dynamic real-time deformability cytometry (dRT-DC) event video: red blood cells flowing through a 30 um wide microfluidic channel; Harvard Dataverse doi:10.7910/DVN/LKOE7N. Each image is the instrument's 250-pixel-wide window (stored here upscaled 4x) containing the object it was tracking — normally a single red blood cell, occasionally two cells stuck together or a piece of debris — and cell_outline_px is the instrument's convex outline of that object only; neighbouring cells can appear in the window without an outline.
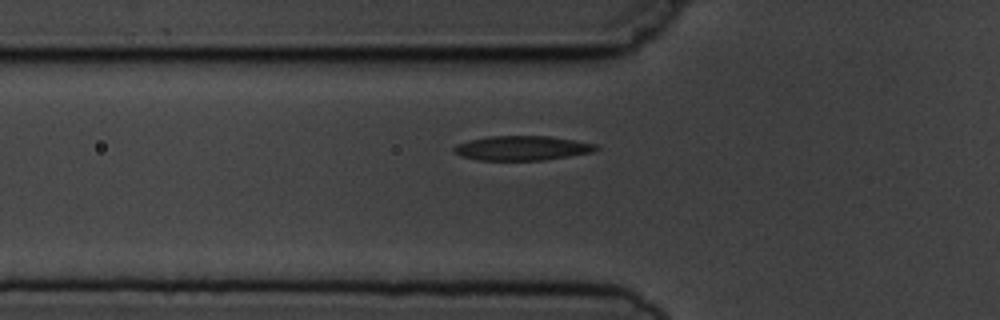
{"species": "common noctule bat (a hibernating species)", "species_latin": "Nyctalus noctula", "temperature_condition": "cold", "stored_images_in_passage": 3, "camera_frame_rate_fps": 3000, "um_per_image_px": 0.085, "animal": {"sex": "male", "body_mass_g": 19.5, "forearm_length_mm": 54.6}, "frame": {"image": 1, "passage_image": 2, "time_ms": 2.0, "image_size_px": [1000, 320], "cell_outline_px": [[600, 148], [592, 152], [544, 160], [476, 160], [460, 156], [452, 148], [456, 144], [468, 140], [488, 136], [548, 136], [596, 144]], "centroid_in_image_um": [44.33, 12.59], "position_along_channel_um": 81.5, "area_um2": 20.23}}
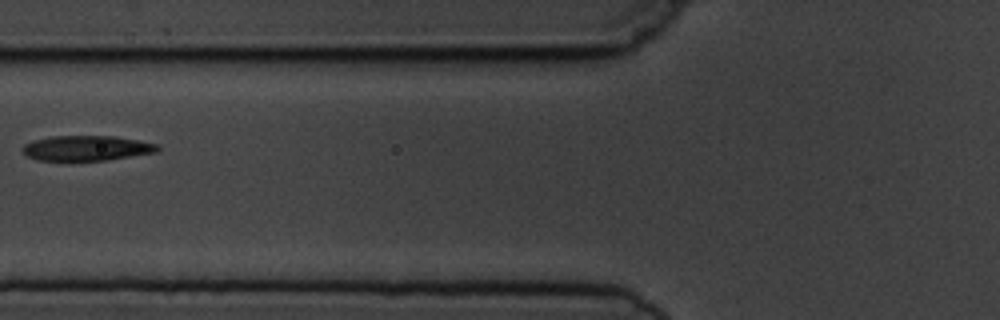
{"frame": {"image": 2, "passage_image": 3, "time_ms": 3.0, "image_size_px": [1000, 320], "cell_outline_px": [[160, 152], [108, 160], [36, 160], [28, 156], [20, 148], [24, 144], [32, 140], [52, 136], [116, 136], [140, 140], [160, 144]], "centroid_in_image_um": [7.43, 12.58], "position_along_channel_um": 118.4, "area_um2": 20.06}}